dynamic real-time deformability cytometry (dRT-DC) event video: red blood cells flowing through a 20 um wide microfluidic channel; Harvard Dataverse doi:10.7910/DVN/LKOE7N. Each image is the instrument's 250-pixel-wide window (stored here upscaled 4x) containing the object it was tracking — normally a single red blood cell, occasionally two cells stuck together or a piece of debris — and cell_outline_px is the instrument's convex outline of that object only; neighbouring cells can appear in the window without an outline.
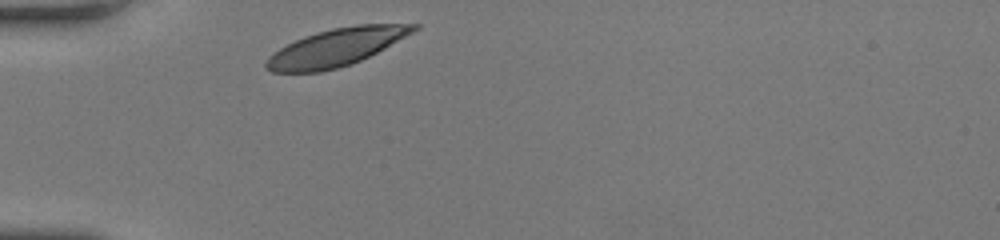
{"species": "human", "species_latin": "Homo sapiens", "temperature_condition": "room temperature", "stored_images_in_passage": 30, "camera_frame_rate_fps": 3000, "um_per_image_px": 0.085, "donor": {"sex": "female"}, "frame": {"image": 1, "passage_image": 1, "time_ms": 0.0, "image_size_px": [1000, 240], "cell_outline_px": [[420, 28], [384, 48], [360, 60], [336, 68], [320, 72], [272, 72], [264, 64], [268, 56], [280, 48], [304, 36], [316, 32], [332, 28], [356, 24], [420, 24]], "centroid_in_image_um": [28.57, 4.01], "position_along_channel_um": 56.4, "area_um2": 31.79}}
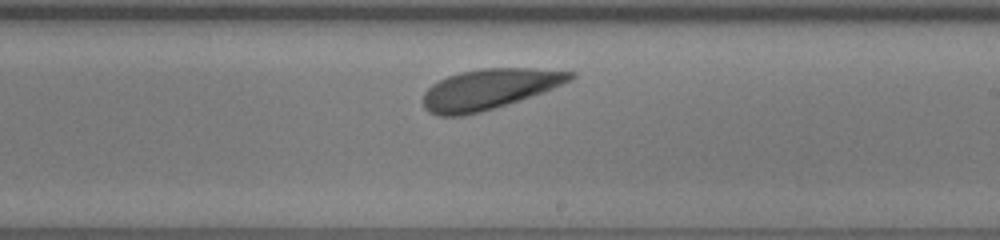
{"frame": {"image": 2, "passage_image": 18, "time_ms": 5.667, "image_size_px": [1000, 240], "cell_outline_px": [[576, 76], [572, 80], [544, 92], [532, 96], [480, 112], [464, 116], [436, 116], [428, 112], [424, 108], [424, 92], [432, 84], [448, 76], [460, 72], [480, 68], [532, 68], [576, 72]], "centroid_in_image_um": [41.58, 7.58], "position_along_channel_um": 247.4, "area_um2": 34.62}}
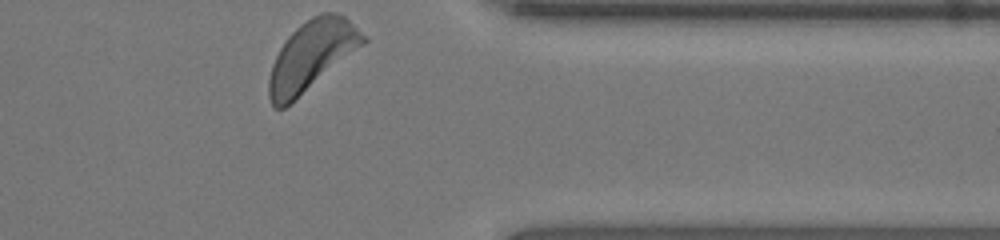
{"frame": {"image": 3, "passage_image": 30, "time_ms": 9.667, "image_size_px": [1000, 240], "cell_outline_px": [[368, 40], [364, 44], [284, 108], [276, 108], [272, 104], [268, 96], [268, 80], [272, 64], [280, 48], [288, 36], [300, 24], [312, 16], [320, 12], [332, 12], [344, 16], [368, 36]], "centroid_in_image_um": [26.49, 4.69], "position_along_channel_um": 384.9, "area_um2": 37.69}, "authors_computed_cell_mechanics": {"area_um2": 34.0731, "velocity_mm_per_s": 3.6098, "shape_relaxation_time_tau1_ms": 2.2124, "shape_relaxation_time_tau2_ms": null, "deformation_change_tau1": 0.1306, "deformation_change_tau2": null}}